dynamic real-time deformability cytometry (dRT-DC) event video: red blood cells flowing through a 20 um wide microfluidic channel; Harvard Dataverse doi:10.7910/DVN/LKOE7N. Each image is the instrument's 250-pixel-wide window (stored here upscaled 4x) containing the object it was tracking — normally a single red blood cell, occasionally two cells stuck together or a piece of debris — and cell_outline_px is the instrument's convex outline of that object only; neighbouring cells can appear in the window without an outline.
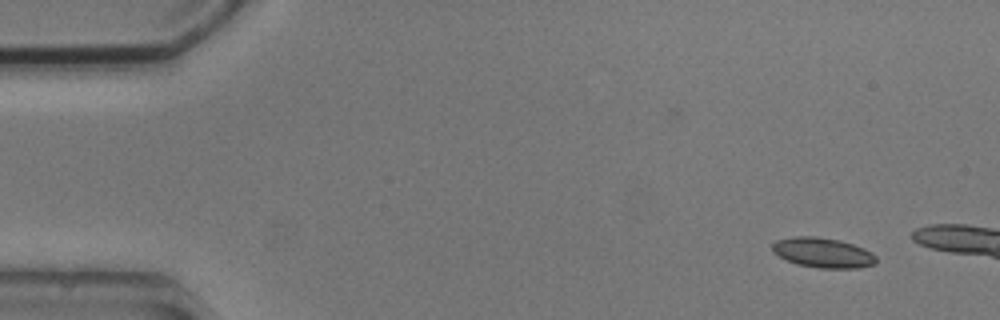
{"species": "common noctule bat (a hibernating species)", "species_latin": "Nyctalus noctula", "temperature_condition": "cold", "stored_images_in_passage": 4, "camera_frame_rate_fps": 3000, "um_per_image_px": 0.085, "animal": {"sex": "male", "body_mass_g": 20.5, "forearm_length_mm": 52.5}, "frame": {"image": 1, "passage_image": 1, "time_ms": 0.0, "image_size_px": [1000, 320], "cell_outline_px": [[876, 264], [856, 268], [820, 268], [796, 264], [772, 252], [772, 244], [776, 240], [792, 236], [816, 236], [840, 240], [864, 248], [872, 252], [876, 256]], "centroid_in_image_um": [69.95, 21.47], "position_along_channel_um": 15.1, "area_um2": 18.21}}